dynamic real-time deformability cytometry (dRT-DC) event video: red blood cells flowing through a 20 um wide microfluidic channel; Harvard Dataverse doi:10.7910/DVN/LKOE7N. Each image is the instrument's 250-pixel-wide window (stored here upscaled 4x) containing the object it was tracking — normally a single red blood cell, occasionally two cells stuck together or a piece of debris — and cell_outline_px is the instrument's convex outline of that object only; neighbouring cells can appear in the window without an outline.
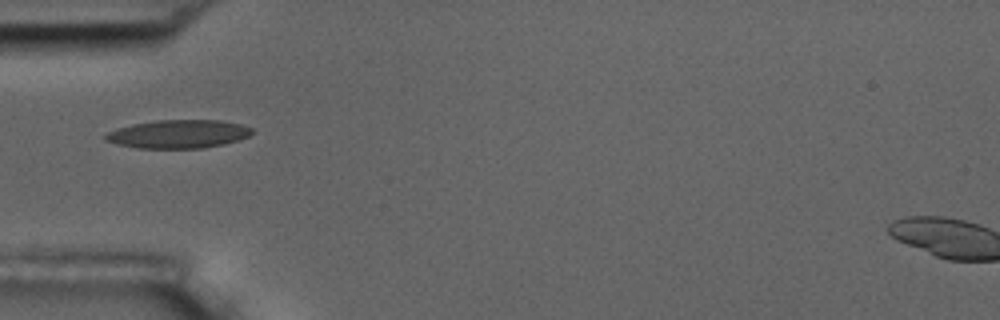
{"species": "common noctule bat (a hibernating species)", "species_latin": "Nyctalus noctula", "temperature_condition": "room temperature", "stored_images_in_passage": 6, "camera_frame_rate_fps": 3000, "um_per_image_px": 0.085, "animal": {"sex": "male", "body_mass_g": 17.5, "forearm_length_mm": 52.3}, "frame": {"image": 1, "passage_image": 6, "time_ms": 5.667, "image_size_px": [1000, 320], "cell_outline_px": [[256, 132], [240, 140], [224, 144], [204, 148], [136, 148], [116, 144], [104, 140], [100, 136], [116, 128], [132, 124], [156, 120], [220, 120], [240, 124], [252, 128]], "centroid_in_image_um": [15.14, 11.39], "position_along_channel_um": 69.9, "area_um2": 24.57}}